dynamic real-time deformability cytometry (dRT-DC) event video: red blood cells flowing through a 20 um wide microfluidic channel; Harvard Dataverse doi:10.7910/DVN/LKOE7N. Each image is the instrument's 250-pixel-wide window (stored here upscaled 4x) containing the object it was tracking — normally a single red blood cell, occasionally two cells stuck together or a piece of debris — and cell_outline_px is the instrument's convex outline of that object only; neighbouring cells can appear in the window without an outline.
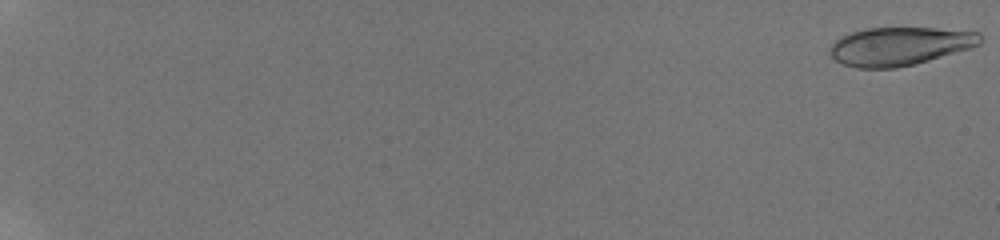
{"species": "human", "species_latin": "Homo sapiens", "temperature_condition": "room temperature", "stored_images_in_passage": 14, "camera_frame_rate_fps": 3000, "um_per_image_px": 0.085, "donor": {"sex": "male"}, "frame": {"image": 1, "passage_image": 1, "time_ms": 0.0, "image_size_px": [1000, 240], "cell_outline_px": [[984, 40], [980, 44], [972, 48], [928, 60], [896, 68], [856, 68], [844, 64], [836, 60], [828, 52], [832, 44], [840, 36], [852, 32], [868, 28], [932, 28], [980, 32]], "centroid_in_image_um": [76.49, 3.92], "position_along_channel_um": 8.5, "area_um2": 33.52}}